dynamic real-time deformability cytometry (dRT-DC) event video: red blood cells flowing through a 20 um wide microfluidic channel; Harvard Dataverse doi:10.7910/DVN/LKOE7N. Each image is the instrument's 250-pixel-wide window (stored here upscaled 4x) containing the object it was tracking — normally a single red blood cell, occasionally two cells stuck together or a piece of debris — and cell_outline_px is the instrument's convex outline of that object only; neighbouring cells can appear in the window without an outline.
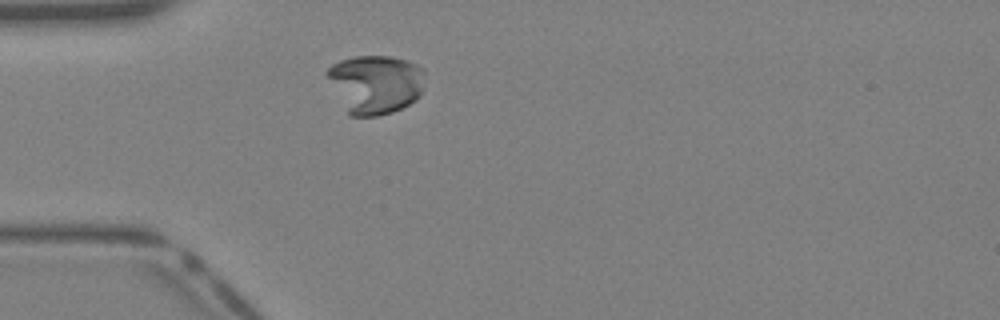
{"species": "Egyptian fruit bat (a non-hibernating species)", "species_latin": "Rousettus aegyptiacus", "temperature_condition": "warm", "stored_images_in_passage": 30, "camera_frame_rate_fps": 3000, "um_per_image_px": 0.085, "animal": {"sex": "female"}, "frame": {"image": 1, "passage_image": 1, "time_ms": 0.0, "image_size_px": [1000, 320], "cell_outline_px": [[424, 88], [420, 96], [416, 100], [392, 112], [376, 116], [348, 116], [324, 72], [332, 64], [340, 60], [352, 56], [392, 56], [408, 60], [424, 68]], "centroid_in_image_um": [31.91, 7.14], "position_along_channel_um": 53.1, "area_um2": 33.99}}
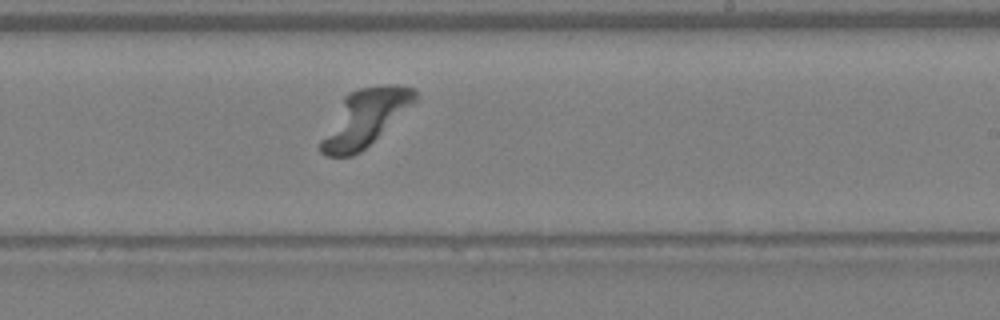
{"frame": {"image": 2, "passage_image": 14, "time_ms": 4.333, "image_size_px": [1000, 320], "cell_outline_px": [[420, 96], [416, 100], [360, 152], [352, 156], [328, 156], [320, 152], [320, 140], [344, 96], [348, 92], [360, 88], [384, 84], [396, 84], [416, 88], [420, 92]], "centroid_in_image_um": [31.02, 9.98], "position_along_channel_um": 258.0, "area_um2": 30.46}}
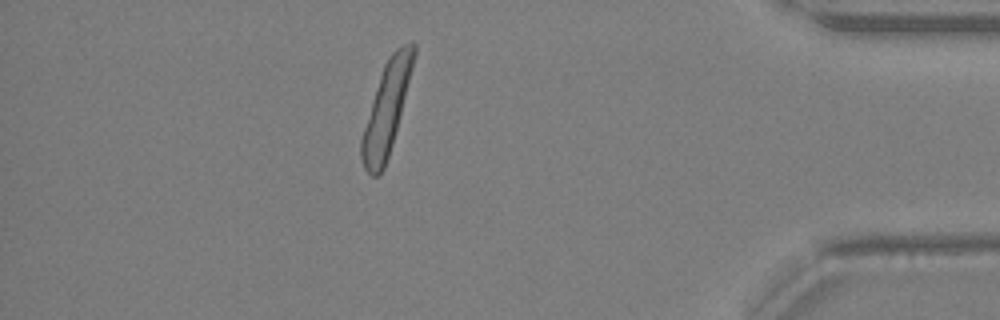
{"frame": {"image": 3, "passage_image": 25, "time_ms": 8.0, "image_size_px": [1000, 320], "cell_outline_px": [[416, 52], [392, 144], [384, 168], [376, 176], [372, 176], [364, 168], [360, 156], [360, 140], [380, 76], [384, 64], [392, 52], [396, 48], [412, 40], [416, 44]], "centroid_in_image_um": [32.84, 9.23], "position_along_channel_um": 402.4, "area_um2": 26.93}}